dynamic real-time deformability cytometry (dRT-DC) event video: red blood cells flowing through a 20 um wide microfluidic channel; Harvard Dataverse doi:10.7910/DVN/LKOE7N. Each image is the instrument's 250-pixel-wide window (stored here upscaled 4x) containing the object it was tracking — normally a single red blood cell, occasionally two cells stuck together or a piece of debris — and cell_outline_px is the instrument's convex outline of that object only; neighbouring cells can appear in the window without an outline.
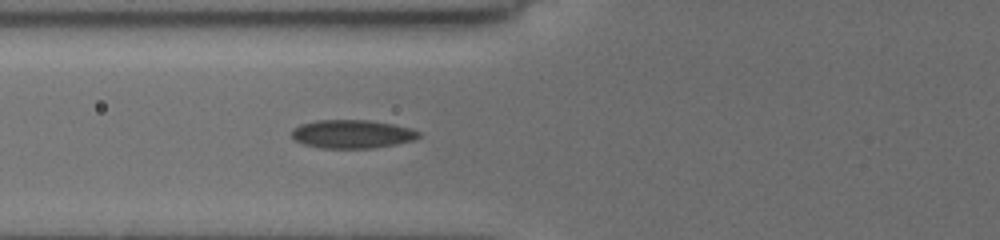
{"species": "common noctule bat (a hibernating species)", "species_latin": "Nyctalus noctula", "temperature_condition": "cold", "stored_images_in_passage": 13, "camera_frame_rate_fps": 3000, "um_per_image_px": 0.085, "animal": {"sex": "female", "body_mass_g": 19.5, "forearm_length_mm": 54.1}, "frame": {"image": 1, "passage_image": 10, "time_ms": 3.0, "image_size_px": [1000, 240], "cell_outline_px": [[420, 136], [416, 140], [396, 144], [372, 148], [320, 148], [304, 144], [296, 140], [288, 132], [292, 128], [300, 124], [316, 120], [368, 120], [392, 124], [408, 128], [420, 132]], "centroid_in_image_um": [29.89, 11.39], "position_along_channel_um": 95.9, "area_um2": 21.15}}
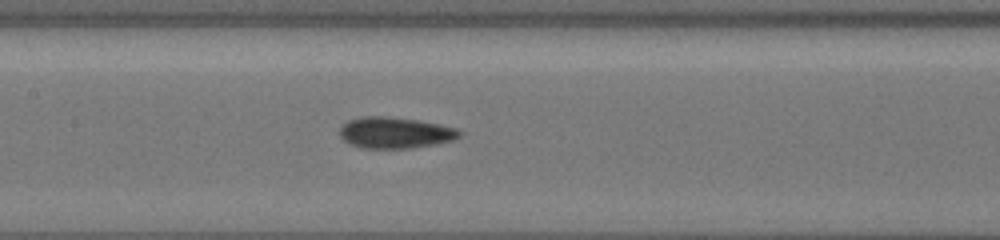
{"frame": {"image": 2, "passage_image": 13, "time_ms": 4.0, "image_size_px": [1000, 240], "cell_outline_px": [[464, 132], [460, 136], [452, 140], [436, 144], [412, 148], [360, 148], [344, 140], [340, 136], [340, 128], [348, 120], [364, 116], [384, 116], [416, 120], [456, 128]], "centroid_in_image_um": [33.58, 11.28], "position_along_channel_um": 173.8, "area_um2": 21.62}}